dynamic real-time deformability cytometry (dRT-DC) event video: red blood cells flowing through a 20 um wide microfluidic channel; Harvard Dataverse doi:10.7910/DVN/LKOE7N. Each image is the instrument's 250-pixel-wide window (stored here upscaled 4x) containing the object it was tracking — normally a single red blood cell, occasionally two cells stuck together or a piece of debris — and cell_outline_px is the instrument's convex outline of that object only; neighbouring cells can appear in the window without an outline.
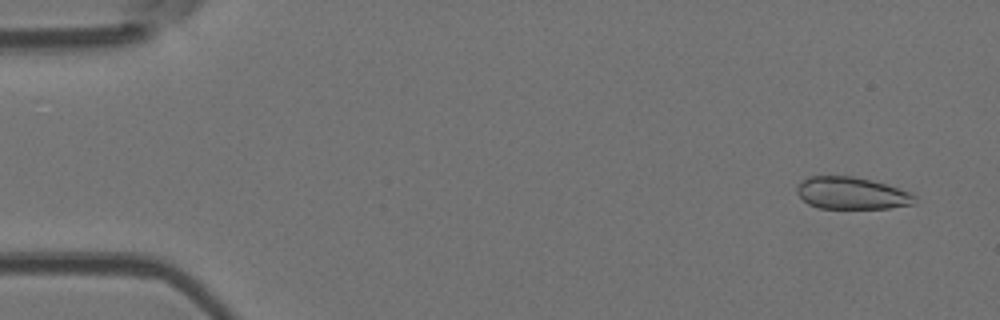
{"species": "Egyptian fruit bat (a non-hibernating species)", "species_latin": "Rousettus aegyptiacus", "temperature_condition": "room temperature", "stored_images_in_passage": 52, "camera_frame_rate_fps": 3000, "um_per_image_px": 0.085, "animal": {"sex": "female"}, "frame": {"image": 1, "passage_image": 3, "time_ms": 0.667, "image_size_px": [1000, 320], "cell_outline_px": [[916, 204], [888, 208], [820, 208], [808, 204], [796, 192], [796, 188], [800, 180], [808, 176], [852, 176], [872, 180], [908, 192], [916, 196]], "centroid_in_image_um": [72.36, 16.42], "position_along_channel_um": 12.6, "area_um2": 22.02}}
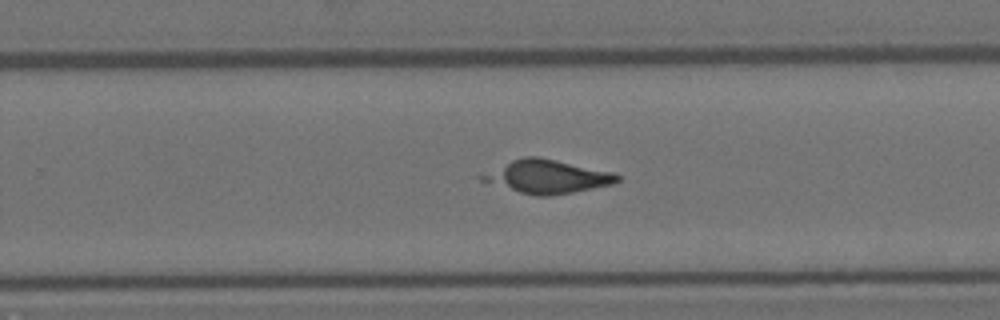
{"frame": {"image": 2, "passage_image": 33, "time_ms": 10.667, "image_size_px": [1000, 320], "cell_outline_px": [[620, 180], [612, 184], [572, 192], [548, 196], [536, 196], [484, 184], [476, 176], [512, 160], [524, 156], [536, 156], [616, 172], [620, 176]], "centroid_in_image_um": [46.44, 15.02], "position_along_channel_um": 283.4, "area_um2": 26.53}}
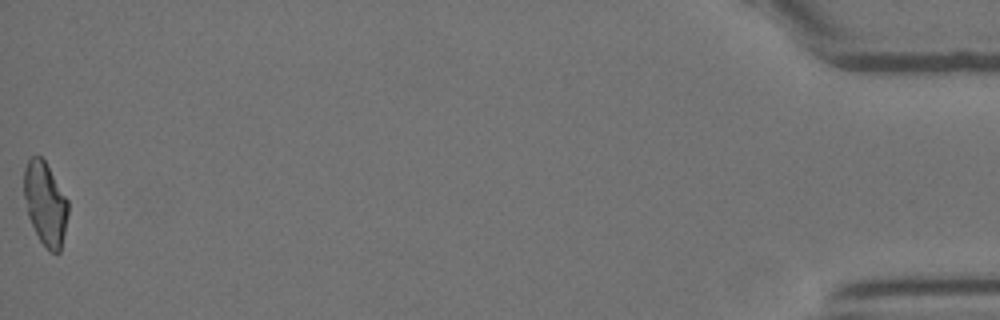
{"frame": {"image": 3, "passage_image": 52, "time_ms": 17.0, "image_size_px": [1000, 320], "cell_outline_px": [[68, 212], [60, 252], [48, 252], [40, 240], [28, 216], [24, 196], [24, 168], [28, 160], [32, 156], [40, 156], [44, 160], [68, 200]], "centroid_in_image_um": [3.84, 17.31], "position_along_channel_um": 431.4, "area_um2": 21.1}}